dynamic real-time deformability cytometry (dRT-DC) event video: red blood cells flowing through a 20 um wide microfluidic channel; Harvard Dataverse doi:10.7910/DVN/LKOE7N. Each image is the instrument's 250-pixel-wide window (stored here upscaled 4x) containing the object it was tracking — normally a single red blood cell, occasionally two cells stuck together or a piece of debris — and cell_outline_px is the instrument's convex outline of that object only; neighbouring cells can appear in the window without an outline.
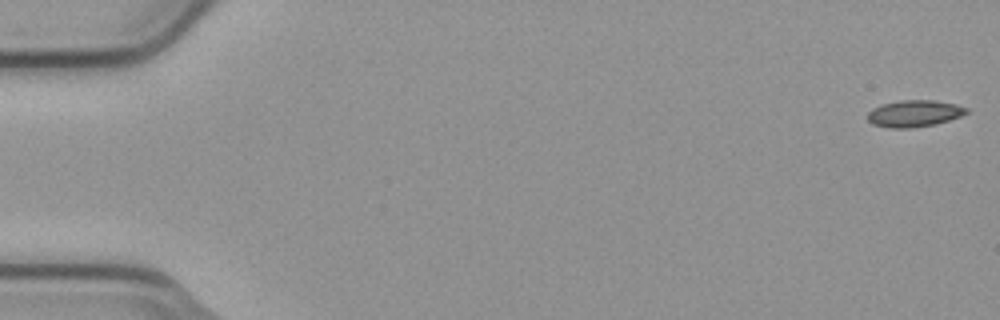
{"species": "common noctule bat (a hibernating species)", "species_latin": "Nyctalus noctula", "temperature_condition": "cold", "stored_images_in_passage": 50, "camera_frame_rate_fps": 3000, "um_per_image_px": 0.085, "animal": {"sex": "male", "body_mass_g": 23.1, "forearm_length_mm": 52.7}, "frame": {"image": 1, "passage_image": 1, "time_ms": 0.0, "image_size_px": [1000, 320], "cell_outline_px": [[968, 112], [960, 116], [936, 124], [912, 128], [888, 128], [872, 124], [868, 120], [868, 112], [872, 108], [880, 104], [900, 100], [932, 100], [956, 104], [968, 108]], "centroid_in_image_um": [77.68, 9.65], "position_along_channel_um": 7.3, "area_um2": 15.49}}
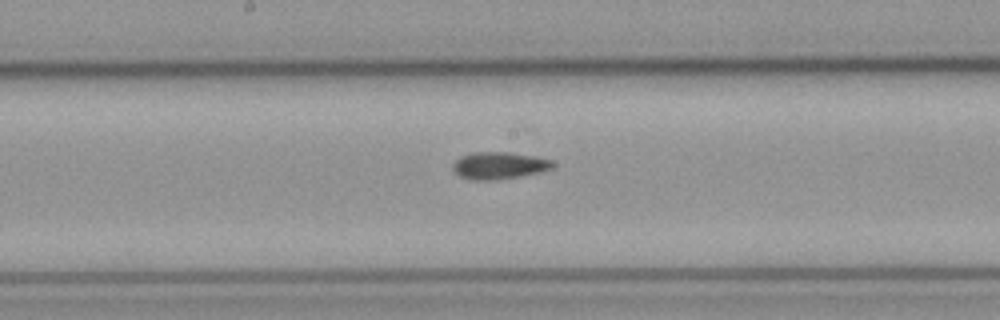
{"frame": {"image": 2, "passage_image": 29, "time_ms": 9.333, "image_size_px": [1000, 320], "cell_outline_px": [[552, 168], [540, 172], [520, 176], [496, 180], [468, 180], [460, 176], [452, 168], [452, 164], [460, 156], [472, 152], [504, 152], [532, 156], [552, 160]], "centroid_in_image_um": [42.36, 14.08], "position_along_channel_um": 205.8, "area_um2": 15.66}}
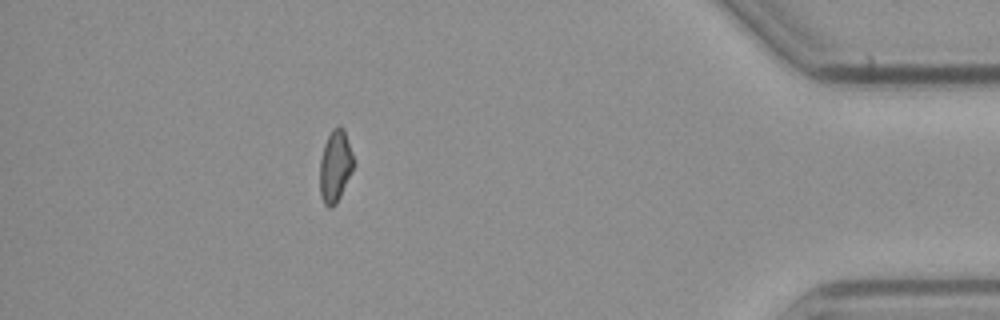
{"frame": {"image": 3, "passage_image": 49, "time_ms": 16.0, "image_size_px": [1000, 320], "cell_outline_px": [[356, 164], [336, 204], [332, 208], [328, 208], [324, 204], [320, 196], [320, 160], [324, 144], [332, 128], [340, 124], [344, 128]], "centroid_in_image_um": [28.51, 14.11], "position_along_channel_um": 406.7, "area_um2": 14.45}}